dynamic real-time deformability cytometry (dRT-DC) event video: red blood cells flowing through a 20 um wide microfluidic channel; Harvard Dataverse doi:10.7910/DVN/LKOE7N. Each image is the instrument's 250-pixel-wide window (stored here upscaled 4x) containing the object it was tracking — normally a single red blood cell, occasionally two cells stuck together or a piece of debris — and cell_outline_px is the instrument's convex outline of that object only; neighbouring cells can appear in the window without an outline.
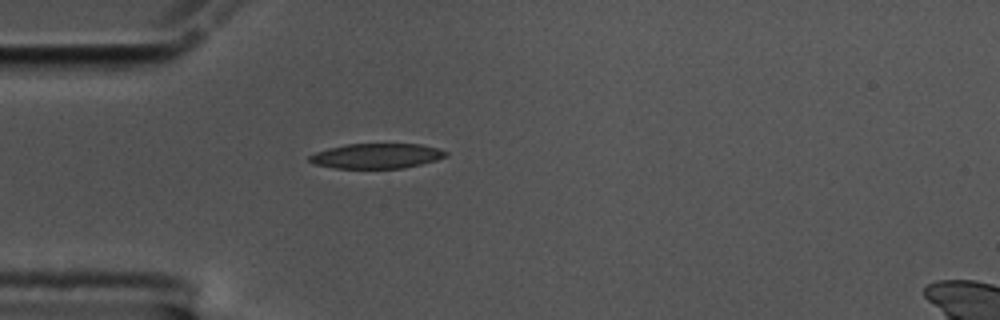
{"species": "common noctule bat (a hibernating species)", "species_latin": "Nyctalus noctula", "temperature_condition": "cold", "stored_images_in_passage": 42, "camera_frame_rate_fps": 3000, "um_per_image_px": 0.085, "animal": {"sex": "male", "body_mass_g": 17.5, "forearm_length_mm": 52.3}, "frame": {"image": 1, "passage_image": 1, "time_ms": 0.0, "image_size_px": [1000, 320], "cell_outline_px": [[448, 156], [436, 160], [404, 168], [336, 168], [316, 164], [308, 160], [308, 156], [316, 152], [328, 148], [348, 144], [420, 144], [436, 148], [448, 152]], "centroid_in_image_um": [32.02, 13.25], "position_along_channel_um": 53.0, "area_um2": 19.71}}
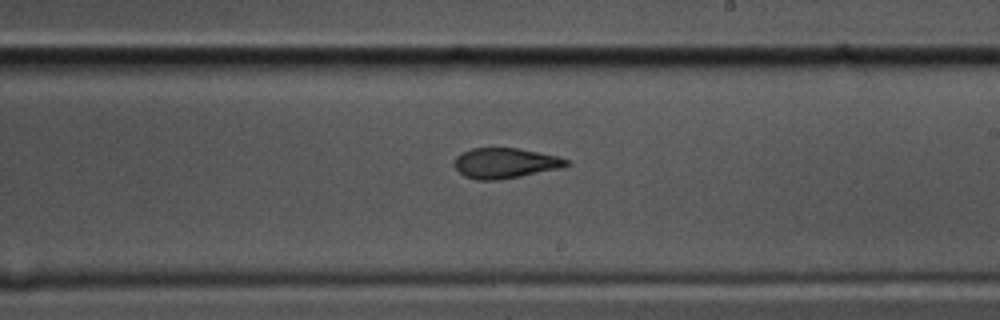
{"frame": {"image": 2, "passage_image": 18, "time_ms": 5.667, "image_size_px": [1000, 320], "cell_outline_px": [[568, 164], [560, 168], [520, 176], [496, 180], [476, 180], [464, 176], [452, 164], [456, 156], [472, 148], [516, 148], [556, 156], [568, 160]], "centroid_in_image_um": [42.87, 13.87], "position_along_channel_um": 246.1, "area_um2": 19.48}}
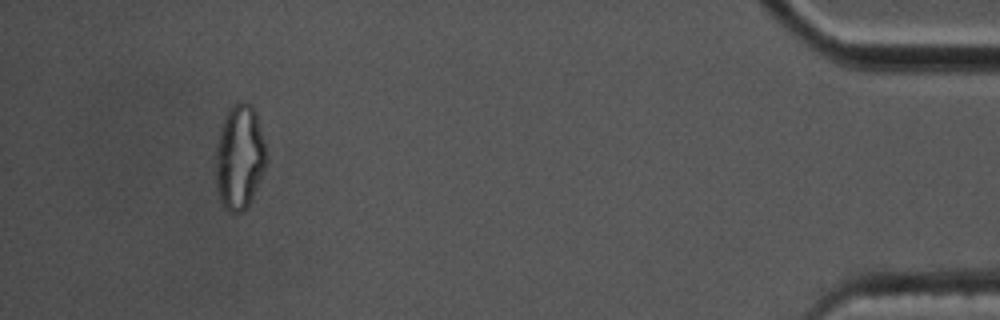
{"frame": {"image": 3, "passage_image": 38, "time_ms": 12.333, "image_size_px": [1000, 320], "cell_outline_px": [[268, 164], [248, 208], [244, 212], [228, 212], [224, 208], [220, 200], [216, 180], [216, 148], [220, 128], [228, 112], [240, 100], [244, 100], [252, 104], [256, 112], [264, 140], [268, 160]], "centroid_in_image_um": [20.4, 13.39], "position_along_channel_um": 414.8, "area_um2": 31.27}, "authors_computed_cell_mechanics": {"area_um2": 20.6924, "velocity_mm_per_s": 3.5411, "shape_relaxation_time_tau1_ms": 8.5798, "shape_relaxation_time_tau2_ms": 2.9722, "deformation_change_tau1": 0.2307, "deformation_change_tau2": 0.104}}